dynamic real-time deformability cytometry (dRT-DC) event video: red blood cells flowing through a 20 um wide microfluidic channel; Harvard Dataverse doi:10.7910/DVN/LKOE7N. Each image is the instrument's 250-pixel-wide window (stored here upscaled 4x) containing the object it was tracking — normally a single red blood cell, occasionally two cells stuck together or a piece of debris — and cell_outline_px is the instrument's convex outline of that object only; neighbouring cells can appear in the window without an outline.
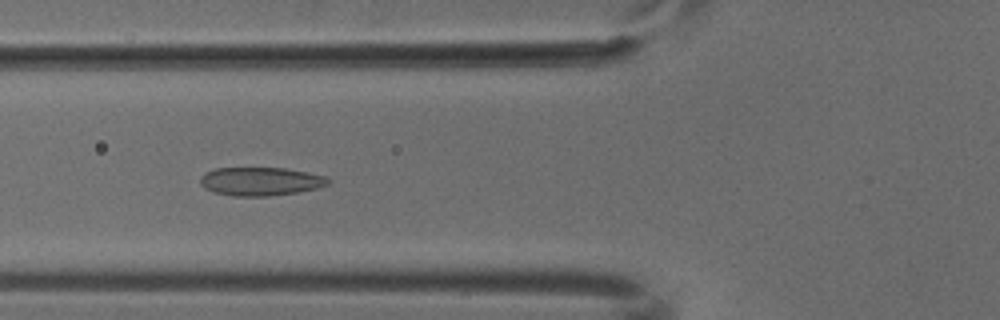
{"species": "common noctule bat (a hibernating species)", "species_latin": "Nyctalus noctula", "temperature_condition": "cold", "stored_images_in_passage": 7, "camera_frame_rate_fps": 3000, "um_per_image_px": 0.085, "animal": {"sex": "male", "body_mass_g": 18.8}, "frame": {"image": 1, "passage_image": 5, "time_ms": 1.333, "image_size_px": [1000, 320], "cell_outline_px": [[332, 180], [328, 184], [316, 188], [296, 192], [268, 196], [232, 196], [212, 192], [204, 188], [200, 184], [200, 176], [204, 172], [216, 168], [284, 168], [308, 172], [324, 176]], "centroid_in_image_um": [22.1, 15.41], "position_along_channel_um": 103.7, "area_um2": 21.27}}
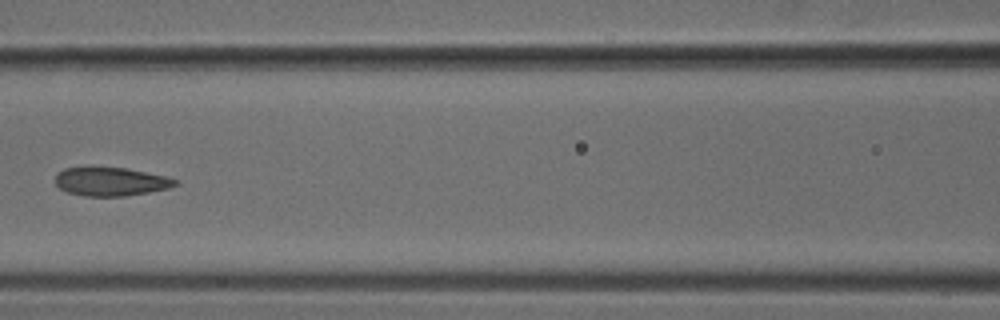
{"frame": {"image": 2, "passage_image": 6, "time_ms": 1.667, "image_size_px": [1000, 320], "cell_outline_px": [[180, 184], [168, 188], [148, 192], [124, 196], [84, 196], [68, 192], [60, 188], [56, 184], [56, 176], [64, 168], [124, 168], [164, 176], [180, 180]], "centroid_in_image_um": [9.45, 15.45], "position_along_channel_um": 157.1, "area_um2": 19.59}}
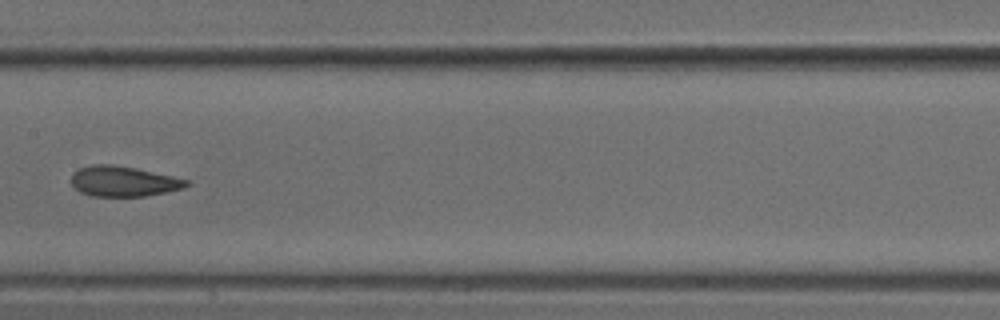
{"frame": {"image": 3, "passage_image": 7, "time_ms": 2.0, "image_size_px": [1000, 320], "cell_outline_px": [[188, 184], [184, 188], [144, 196], [92, 196], [80, 192], [72, 184], [72, 176], [80, 168], [92, 164], [112, 164], [136, 168], [172, 176], [188, 180]], "centroid_in_image_um": [10.48, 15.41], "position_along_channel_um": 196.9, "area_um2": 20.06}}